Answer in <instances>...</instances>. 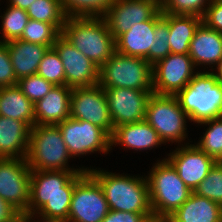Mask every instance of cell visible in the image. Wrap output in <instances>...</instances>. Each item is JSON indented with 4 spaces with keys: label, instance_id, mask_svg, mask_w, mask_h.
I'll list each match as a JSON object with an SVG mask.
<instances>
[{
    "label": "cell",
    "instance_id": "83f0119b",
    "mask_svg": "<svg viewBox=\"0 0 222 222\" xmlns=\"http://www.w3.org/2000/svg\"><path fill=\"white\" fill-rule=\"evenodd\" d=\"M115 0H61L62 9L69 17H103Z\"/></svg>",
    "mask_w": 222,
    "mask_h": 222
},
{
    "label": "cell",
    "instance_id": "d590c367",
    "mask_svg": "<svg viewBox=\"0 0 222 222\" xmlns=\"http://www.w3.org/2000/svg\"><path fill=\"white\" fill-rule=\"evenodd\" d=\"M17 86L33 104L45 97L54 87L51 82L45 80L38 74L21 78L17 81Z\"/></svg>",
    "mask_w": 222,
    "mask_h": 222
},
{
    "label": "cell",
    "instance_id": "5bb4252c",
    "mask_svg": "<svg viewBox=\"0 0 222 222\" xmlns=\"http://www.w3.org/2000/svg\"><path fill=\"white\" fill-rule=\"evenodd\" d=\"M53 48L58 53L65 72V85L71 88L99 84V67L60 34Z\"/></svg>",
    "mask_w": 222,
    "mask_h": 222
},
{
    "label": "cell",
    "instance_id": "6da1fadb",
    "mask_svg": "<svg viewBox=\"0 0 222 222\" xmlns=\"http://www.w3.org/2000/svg\"><path fill=\"white\" fill-rule=\"evenodd\" d=\"M86 173L87 170H31L30 203L26 213L66 222L74 186Z\"/></svg>",
    "mask_w": 222,
    "mask_h": 222
},
{
    "label": "cell",
    "instance_id": "ba28073f",
    "mask_svg": "<svg viewBox=\"0 0 222 222\" xmlns=\"http://www.w3.org/2000/svg\"><path fill=\"white\" fill-rule=\"evenodd\" d=\"M188 115L180 107L175 95L152 93L146 107L145 120L157 132L164 143L184 141L187 138Z\"/></svg>",
    "mask_w": 222,
    "mask_h": 222
},
{
    "label": "cell",
    "instance_id": "2e32d148",
    "mask_svg": "<svg viewBox=\"0 0 222 222\" xmlns=\"http://www.w3.org/2000/svg\"><path fill=\"white\" fill-rule=\"evenodd\" d=\"M104 90L114 128L145 120L147 103L153 91L130 88Z\"/></svg>",
    "mask_w": 222,
    "mask_h": 222
},
{
    "label": "cell",
    "instance_id": "4316f807",
    "mask_svg": "<svg viewBox=\"0 0 222 222\" xmlns=\"http://www.w3.org/2000/svg\"><path fill=\"white\" fill-rule=\"evenodd\" d=\"M29 19L52 24L60 33L66 21L61 0H35L26 10Z\"/></svg>",
    "mask_w": 222,
    "mask_h": 222
},
{
    "label": "cell",
    "instance_id": "7bdbcfd3",
    "mask_svg": "<svg viewBox=\"0 0 222 222\" xmlns=\"http://www.w3.org/2000/svg\"><path fill=\"white\" fill-rule=\"evenodd\" d=\"M209 67H211L210 71L213 70L212 72L216 75L219 81L222 82V58L218 61L217 65L215 66L216 68H212L213 66ZM214 69H217L216 73L214 72Z\"/></svg>",
    "mask_w": 222,
    "mask_h": 222
},
{
    "label": "cell",
    "instance_id": "d6986e66",
    "mask_svg": "<svg viewBox=\"0 0 222 222\" xmlns=\"http://www.w3.org/2000/svg\"><path fill=\"white\" fill-rule=\"evenodd\" d=\"M111 148L113 145H122L133 150H148L158 147L164 142L157 132L146 121L125 124L114 128L110 139Z\"/></svg>",
    "mask_w": 222,
    "mask_h": 222
},
{
    "label": "cell",
    "instance_id": "7c38bea8",
    "mask_svg": "<svg viewBox=\"0 0 222 222\" xmlns=\"http://www.w3.org/2000/svg\"><path fill=\"white\" fill-rule=\"evenodd\" d=\"M57 125L72 158L94 151L107 154L111 150V137L88 121L69 117Z\"/></svg>",
    "mask_w": 222,
    "mask_h": 222
},
{
    "label": "cell",
    "instance_id": "ab89813d",
    "mask_svg": "<svg viewBox=\"0 0 222 222\" xmlns=\"http://www.w3.org/2000/svg\"><path fill=\"white\" fill-rule=\"evenodd\" d=\"M20 214L5 200L0 198V222H17Z\"/></svg>",
    "mask_w": 222,
    "mask_h": 222
},
{
    "label": "cell",
    "instance_id": "44dd1931",
    "mask_svg": "<svg viewBox=\"0 0 222 222\" xmlns=\"http://www.w3.org/2000/svg\"><path fill=\"white\" fill-rule=\"evenodd\" d=\"M188 54L195 67L217 65L222 58V33L207 27L202 22L190 42Z\"/></svg>",
    "mask_w": 222,
    "mask_h": 222
},
{
    "label": "cell",
    "instance_id": "f35d334b",
    "mask_svg": "<svg viewBox=\"0 0 222 222\" xmlns=\"http://www.w3.org/2000/svg\"><path fill=\"white\" fill-rule=\"evenodd\" d=\"M151 219H154L153 213H133L110 210L102 222H149Z\"/></svg>",
    "mask_w": 222,
    "mask_h": 222
},
{
    "label": "cell",
    "instance_id": "8d00e7d4",
    "mask_svg": "<svg viewBox=\"0 0 222 222\" xmlns=\"http://www.w3.org/2000/svg\"><path fill=\"white\" fill-rule=\"evenodd\" d=\"M17 81L7 44L0 40V87L17 85Z\"/></svg>",
    "mask_w": 222,
    "mask_h": 222
},
{
    "label": "cell",
    "instance_id": "ee69618b",
    "mask_svg": "<svg viewBox=\"0 0 222 222\" xmlns=\"http://www.w3.org/2000/svg\"><path fill=\"white\" fill-rule=\"evenodd\" d=\"M149 222H162V221L156 220V219H151Z\"/></svg>",
    "mask_w": 222,
    "mask_h": 222
},
{
    "label": "cell",
    "instance_id": "1f68e13d",
    "mask_svg": "<svg viewBox=\"0 0 222 222\" xmlns=\"http://www.w3.org/2000/svg\"><path fill=\"white\" fill-rule=\"evenodd\" d=\"M169 38V25L162 18V11L160 10L155 15V31L153 49L149 51V63L154 65L158 60L167 57L170 53Z\"/></svg>",
    "mask_w": 222,
    "mask_h": 222
},
{
    "label": "cell",
    "instance_id": "ac0fdd59",
    "mask_svg": "<svg viewBox=\"0 0 222 222\" xmlns=\"http://www.w3.org/2000/svg\"><path fill=\"white\" fill-rule=\"evenodd\" d=\"M72 89L66 85H55L35 103V125H57L69 118Z\"/></svg>",
    "mask_w": 222,
    "mask_h": 222
},
{
    "label": "cell",
    "instance_id": "30bf717a",
    "mask_svg": "<svg viewBox=\"0 0 222 222\" xmlns=\"http://www.w3.org/2000/svg\"><path fill=\"white\" fill-rule=\"evenodd\" d=\"M70 117L88 121L102 128L110 137L114 126L109 112L108 100L103 87H75L70 97Z\"/></svg>",
    "mask_w": 222,
    "mask_h": 222
},
{
    "label": "cell",
    "instance_id": "4dcf8cb0",
    "mask_svg": "<svg viewBox=\"0 0 222 222\" xmlns=\"http://www.w3.org/2000/svg\"><path fill=\"white\" fill-rule=\"evenodd\" d=\"M60 34L50 23L29 19L19 39L52 48Z\"/></svg>",
    "mask_w": 222,
    "mask_h": 222
},
{
    "label": "cell",
    "instance_id": "484cf974",
    "mask_svg": "<svg viewBox=\"0 0 222 222\" xmlns=\"http://www.w3.org/2000/svg\"><path fill=\"white\" fill-rule=\"evenodd\" d=\"M0 116L16 119L35 126L34 104L17 85L0 87Z\"/></svg>",
    "mask_w": 222,
    "mask_h": 222
},
{
    "label": "cell",
    "instance_id": "8992f818",
    "mask_svg": "<svg viewBox=\"0 0 222 222\" xmlns=\"http://www.w3.org/2000/svg\"><path fill=\"white\" fill-rule=\"evenodd\" d=\"M72 158L58 125H35L31 128L26 160L31 170H66L82 172L89 168H69Z\"/></svg>",
    "mask_w": 222,
    "mask_h": 222
},
{
    "label": "cell",
    "instance_id": "9c48e42d",
    "mask_svg": "<svg viewBox=\"0 0 222 222\" xmlns=\"http://www.w3.org/2000/svg\"><path fill=\"white\" fill-rule=\"evenodd\" d=\"M109 211L100 184L87 172L74 186L66 222H102Z\"/></svg>",
    "mask_w": 222,
    "mask_h": 222
},
{
    "label": "cell",
    "instance_id": "74e56055",
    "mask_svg": "<svg viewBox=\"0 0 222 222\" xmlns=\"http://www.w3.org/2000/svg\"><path fill=\"white\" fill-rule=\"evenodd\" d=\"M209 28L222 33V0H212L202 17Z\"/></svg>",
    "mask_w": 222,
    "mask_h": 222
},
{
    "label": "cell",
    "instance_id": "3957f363",
    "mask_svg": "<svg viewBox=\"0 0 222 222\" xmlns=\"http://www.w3.org/2000/svg\"><path fill=\"white\" fill-rule=\"evenodd\" d=\"M87 172L100 184L111 211L152 213L146 176L120 175L99 168Z\"/></svg>",
    "mask_w": 222,
    "mask_h": 222
},
{
    "label": "cell",
    "instance_id": "7a4b0ae2",
    "mask_svg": "<svg viewBox=\"0 0 222 222\" xmlns=\"http://www.w3.org/2000/svg\"><path fill=\"white\" fill-rule=\"evenodd\" d=\"M61 34L99 68L116 51L115 39L103 17L66 18Z\"/></svg>",
    "mask_w": 222,
    "mask_h": 222
},
{
    "label": "cell",
    "instance_id": "52a82bcc",
    "mask_svg": "<svg viewBox=\"0 0 222 222\" xmlns=\"http://www.w3.org/2000/svg\"><path fill=\"white\" fill-rule=\"evenodd\" d=\"M99 85L106 88H130L153 91L152 65L142 57L115 51L99 68Z\"/></svg>",
    "mask_w": 222,
    "mask_h": 222
},
{
    "label": "cell",
    "instance_id": "4fadbf2b",
    "mask_svg": "<svg viewBox=\"0 0 222 222\" xmlns=\"http://www.w3.org/2000/svg\"><path fill=\"white\" fill-rule=\"evenodd\" d=\"M189 54H173L152 65L153 93L176 95L184 89L197 72Z\"/></svg>",
    "mask_w": 222,
    "mask_h": 222
},
{
    "label": "cell",
    "instance_id": "5b68a950",
    "mask_svg": "<svg viewBox=\"0 0 222 222\" xmlns=\"http://www.w3.org/2000/svg\"><path fill=\"white\" fill-rule=\"evenodd\" d=\"M175 96L191 122L198 124L222 115V82L212 71H198Z\"/></svg>",
    "mask_w": 222,
    "mask_h": 222
},
{
    "label": "cell",
    "instance_id": "e0dca14e",
    "mask_svg": "<svg viewBox=\"0 0 222 222\" xmlns=\"http://www.w3.org/2000/svg\"><path fill=\"white\" fill-rule=\"evenodd\" d=\"M176 148L165 158L177 171L178 176L193 192L217 162L195 144Z\"/></svg>",
    "mask_w": 222,
    "mask_h": 222
},
{
    "label": "cell",
    "instance_id": "d4e9b609",
    "mask_svg": "<svg viewBox=\"0 0 222 222\" xmlns=\"http://www.w3.org/2000/svg\"><path fill=\"white\" fill-rule=\"evenodd\" d=\"M162 18L169 25V38L171 53L188 54L190 42L202 18L195 15H173L162 13Z\"/></svg>",
    "mask_w": 222,
    "mask_h": 222
},
{
    "label": "cell",
    "instance_id": "d6a6232c",
    "mask_svg": "<svg viewBox=\"0 0 222 222\" xmlns=\"http://www.w3.org/2000/svg\"><path fill=\"white\" fill-rule=\"evenodd\" d=\"M194 193L222 206V161H217L214 164Z\"/></svg>",
    "mask_w": 222,
    "mask_h": 222
},
{
    "label": "cell",
    "instance_id": "ffe728a7",
    "mask_svg": "<svg viewBox=\"0 0 222 222\" xmlns=\"http://www.w3.org/2000/svg\"><path fill=\"white\" fill-rule=\"evenodd\" d=\"M30 132L27 123L0 116V158L26 159Z\"/></svg>",
    "mask_w": 222,
    "mask_h": 222
},
{
    "label": "cell",
    "instance_id": "e575fe53",
    "mask_svg": "<svg viewBox=\"0 0 222 222\" xmlns=\"http://www.w3.org/2000/svg\"><path fill=\"white\" fill-rule=\"evenodd\" d=\"M211 1L212 0H162L161 11L166 14L195 15L202 18Z\"/></svg>",
    "mask_w": 222,
    "mask_h": 222
},
{
    "label": "cell",
    "instance_id": "836d02e7",
    "mask_svg": "<svg viewBox=\"0 0 222 222\" xmlns=\"http://www.w3.org/2000/svg\"><path fill=\"white\" fill-rule=\"evenodd\" d=\"M37 74L55 85H65V72L62 61L52 47L47 50L41 60Z\"/></svg>",
    "mask_w": 222,
    "mask_h": 222
},
{
    "label": "cell",
    "instance_id": "f546056e",
    "mask_svg": "<svg viewBox=\"0 0 222 222\" xmlns=\"http://www.w3.org/2000/svg\"><path fill=\"white\" fill-rule=\"evenodd\" d=\"M6 9V12H4L5 14L0 16L2 18V42L19 39L29 20L26 10L12 5H8V8Z\"/></svg>",
    "mask_w": 222,
    "mask_h": 222
},
{
    "label": "cell",
    "instance_id": "8fae6325",
    "mask_svg": "<svg viewBox=\"0 0 222 222\" xmlns=\"http://www.w3.org/2000/svg\"><path fill=\"white\" fill-rule=\"evenodd\" d=\"M31 169L23 158H0V198L19 214L26 213L30 203Z\"/></svg>",
    "mask_w": 222,
    "mask_h": 222
},
{
    "label": "cell",
    "instance_id": "7402d4cb",
    "mask_svg": "<svg viewBox=\"0 0 222 222\" xmlns=\"http://www.w3.org/2000/svg\"><path fill=\"white\" fill-rule=\"evenodd\" d=\"M155 16L151 20L136 23L116 40V51L123 55L145 58L149 62V51L153 49Z\"/></svg>",
    "mask_w": 222,
    "mask_h": 222
},
{
    "label": "cell",
    "instance_id": "f1b7e54d",
    "mask_svg": "<svg viewBox=\"0 0 222 222\" xmlns=\"http://www.w3.org/2000/svg\"><path fill=\"white\" fill-rule=\"evenodd\" d=\"M208 125L196 146L216 161H222V117L207 120L198 125Z\"/></svg>",
    "mask_w": 222,
    "mask_h": 222
},
{
    "label": "cell",
    "instance_id": "277c9868",
    "mask_svg": "<svg viewBox=\"0 0 222 222\" xmlns=\"http://www.w3.org/2000/svg\"><path fill=\"white\" fill-rule=\"evenodd\" d=\"M148 174L150 207L154 219L164 222L193 192L164 158L155 163Z\"/></svg>",
    "mask_w": 222,
    "mask_h": 222
},
{
    "label": "cell",
    "instance_id": "cb8c5ba5",
    "mask_svg": "<svg viewBox=\"0 0 222 222\" xmlns=\"http://www.w3.org/2000/svg\"><path fill=\"white\" fill-rule=\"evenodd\" d=\"M164 222H222V206L192 192Z\"/></svg>",
    "mask_w": 222,
    "mask_h": 222
},
{
    "label": "cell",
    "instance_id": "603a6c76",
    "mask_svg": "<svg viewBox=\"0 0 222 222\" xmlns=\"http://www.w3.org/2000/svg\"><path fill=\"white\" fill-rule=\"evenodd\" d=\"M17 80L37 74L48 46L15 39L6 42Z\"/></svg>",
    "mask_w": 222,
    "mask_h": 222
},
{
    "label": "cell",
    "instance_id": "9a60e30c",
    "mask_svg": "<svg viewBox=\"0 0 222 222\" xmlns=\"http://www.w3.org/2000/svg\"><path fill=\"white\" fill-rule=\"evenodd\" d=\"M160 10L159 0H115L103 18L116 40L136 23L151 20Z\"/></svg>",
    "mask_w": 222,
    "mask_h": 222
},
{
    "label": "cell",
    "instance_id": "b9f144b4",
    "mask_svg": "<svg viewBox=\"0 0 222 222\" xmlns=\"http://www.w3.org/2000/svg\"><path fill=\"white\" fill-rule=\"evenodd\" d=\"M35 0H9V5L18 7L23 10H27V8L34 3Z\"/></svg>",
    "mask_w": 222,
    "mask_h": 222
},
{
    "label": "cell",
    "instance_id": "60d3db41",
    "mask_svg": "<svg viewBox=\"0 0 222 222\" xmlns=\"http://www.w3.org/2000/svg\"><path fill=\"white\" fill-rule=\"evenodd\" d=\"M35 217H40L39 219H41L40 221L41 222H65L63 220H59V219H52V218H45V217H42V216H38L36 213H23V214H20V219L23 221V222H33V219H35ZM40 221H37V222H40Z\"/></svg>",
    "mask_w": 222,
    "mask_h": 222
}]
</instances>
